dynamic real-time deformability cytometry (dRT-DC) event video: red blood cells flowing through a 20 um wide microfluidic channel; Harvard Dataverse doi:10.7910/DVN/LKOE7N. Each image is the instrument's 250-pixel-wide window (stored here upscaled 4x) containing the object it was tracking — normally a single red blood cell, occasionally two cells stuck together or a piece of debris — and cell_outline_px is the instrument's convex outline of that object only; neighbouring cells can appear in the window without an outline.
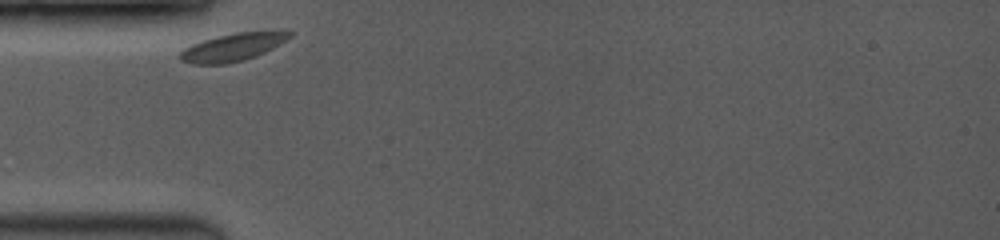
{"species": "common noctule bat (a hibernating species)", "species_latin": "Nyctalus noctula", "temperature_condition": "room temperature", "stored_images_in_passage": 24, "camera_frame_rate_fps": 3500, "um_per_image_px": 0.085, "animal": {"sex": "female", "body_mass_g": 19.0, "forearm_length_mm": 53.3}, "frame": {"image": 1, "passage_image": 1, "time_ms": 0.0, "image_size_px": [1000, 240], "cell_outline_px": [[292, 36], [280, 44], [256, 56], [244, 60], [224, 64], [192, 64], [180, 60], [180, 52], [184, 48], [192, 44], [216, 36], [236, 32], [292, 32]], "centroid_in_image_um": [19.73, 4.03], "position_along_channel_um": 65.3, "area_um2": 17.4}}
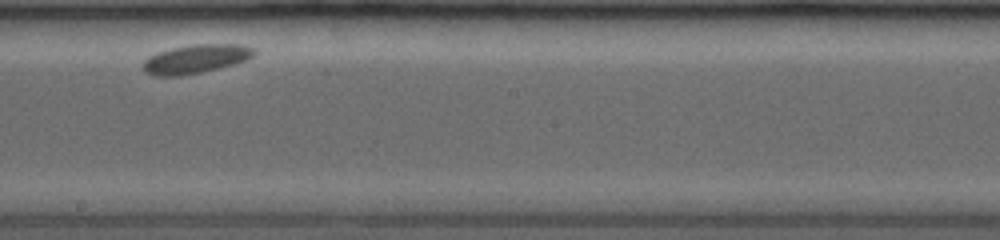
{"frame": {"image": 2, "passage_image": 15, "time_ms": 4.857, "image_size_px": [1000, 240], "cell_outline_px": [[256, 52], [252, 56], [244, 60], [220, 68], [180, 76], [152, 76], [144, 72], [140, 68], [140, 64], [148, 56], [156, 52], [172, 48], [196, 44], [244, 44], [252, 48]], "centroid_in_image_um": [16.54, 5.02], "position_along_channel_um": 231.7, "area_um2": 18.79}}
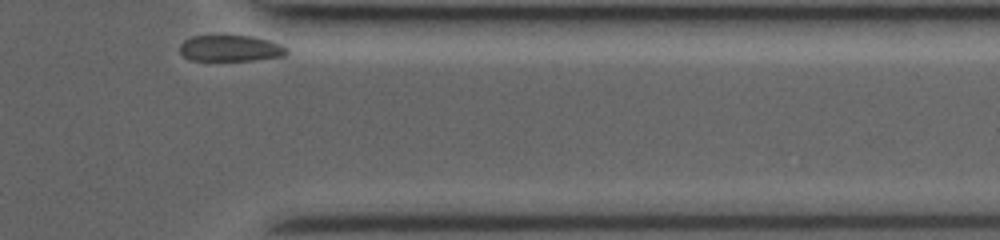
{"frame": {"image": 3, "passage_image": 24, "time_ms": 9.429, "image_size_px": [1000, 240], "cell_outline_px": [[288, 52], [284, 56], [252, 60], [192, 60], [184, 56], [180, 52], [180, 44], [184, 40], [192, 36], [252, 36], [268, 40], [280, 44], [288, 48]], "centroid_in_image_um": [19.6, 4.1], "position_along_channel_um": 391.8, "area_um2": 16.18}}